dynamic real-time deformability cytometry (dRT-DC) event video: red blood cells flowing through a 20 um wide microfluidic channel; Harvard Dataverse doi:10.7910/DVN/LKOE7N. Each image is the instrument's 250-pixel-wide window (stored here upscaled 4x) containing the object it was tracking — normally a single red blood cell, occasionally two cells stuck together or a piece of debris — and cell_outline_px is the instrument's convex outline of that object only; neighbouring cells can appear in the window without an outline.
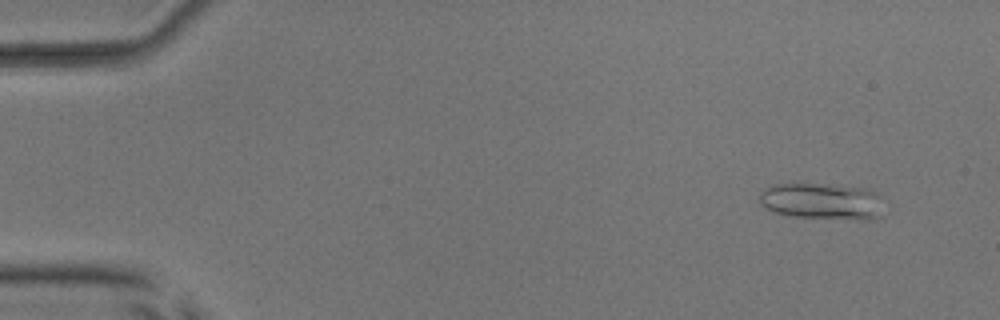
{"species": "common noctule bat (a hibernating species)", "species_latin": "Nyctalus noctula", "temperature_condition": "room temperature", "stored_images_in_passage": 16, "camera_frame_rate_fps": 3000, "um_per_image_px": 0.085, "animal": {"sex": "male", "body_mass_g": 17.9, "forearm_length_mm": 54.2}, "frame": {"image": 1, "passage_image": 5, "time_ms": 1.333, "image_size_px": [1000, 320], "cell_outline_px": [[880, 196], [876, 216], [868, 220], [860, 220], [788, 216], [772, 212], [760, 204], [760, 192], [764, 188], [772, 184], [828, 184], [864, 188], [876, 192]], "centroid_in_image_um": [69.77, 17.1], "position_along_channel_um": 15.2, "area_um2": 26.3}}